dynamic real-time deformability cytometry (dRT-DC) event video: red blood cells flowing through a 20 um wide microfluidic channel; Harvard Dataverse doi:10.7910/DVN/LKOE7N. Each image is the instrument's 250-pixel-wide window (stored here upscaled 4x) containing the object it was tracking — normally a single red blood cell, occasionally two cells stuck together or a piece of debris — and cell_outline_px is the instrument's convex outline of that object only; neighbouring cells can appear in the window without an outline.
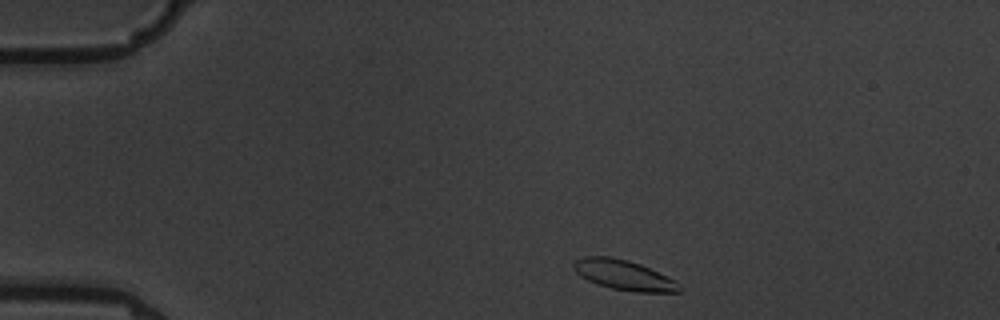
{"species": "common noctule bat (a hibernating species)", "species_latin": "Nyctalus noctula", "temperature_condition": "warm", "stored_images_in_passage": 3, "camera_frame_rate_fps": 3000, "um_per_image_px": 0.085, "animal": {"sex": "male", "body_mass_g": 19.5, "forearm_length_mm": 54.6}, "frame": {"image": 1, "passage_image": 1, "time_ms": 0.0, "image_size_px": [1000, 320], "cell_outline_px": [[684, 288], [680, 292], [636, 292], [612, 288], [588, 280], [580, 276], [572, 268], [572, 264], [576, 260], [584, 256], [612, 256], [628, 260], [640, 264], [676, 280]], "centroid_in_image_um": [53.05, 23.37], "position_along_channel_um": 31.9, "area_um2": 18.55}}